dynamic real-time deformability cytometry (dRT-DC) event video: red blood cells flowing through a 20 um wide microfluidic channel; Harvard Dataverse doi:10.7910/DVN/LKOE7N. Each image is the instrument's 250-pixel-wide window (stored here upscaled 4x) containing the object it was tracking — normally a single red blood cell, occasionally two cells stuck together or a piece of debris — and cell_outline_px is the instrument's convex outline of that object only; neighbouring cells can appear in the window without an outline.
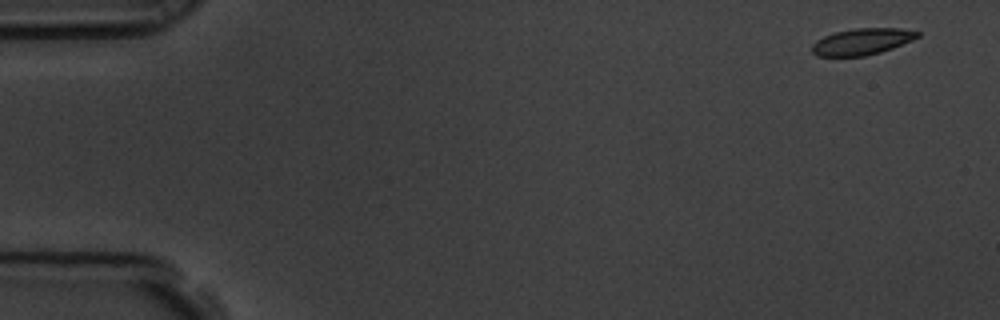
{"species": "common noctule bat (a hibernating species)", "species_latin": "Nyctalus noctula", "temperature_condition": "room temperature", "stored_images_in_passage": 5, "camera_frame_rate_fps": 3000, "um_per_image_px": 0.085, "animal": {"sex": "male", "body_mass_g": 19.5, "forearm_length_mm": 54.6}, "frame": {"image": 1, "passage_image": 1, "time_ms": 0.0, "image_size_px": [1000, 320], "cell_outline_px": [[920, 36], [912, 40], [892, 48], [880, 52], [864, 56], [816, 56], [812, 52], [812, 44], [816, 40], [824, 36], [836, 32], [856, 28], [900, 28], [920, 32]], "centroid_in_image_um": [73.26, 3.53], "position_along_channel_um": 11.7, "area_um2": 16.18}}
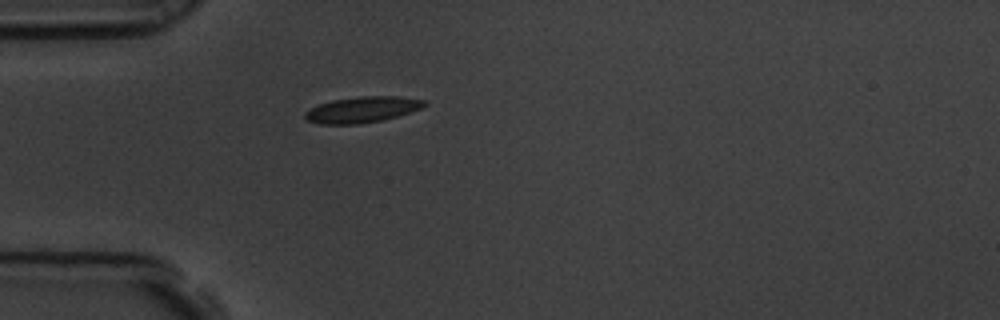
{"frame": {"image": 2, "passage_image": 5, "time_ms": 1.333, "image_size_px": [1000, 320], "cell_outline_px": [[428, 104], [420, 108], [396, 116], [380, 120], [360, 124], [320, 124], [308, 120], [304, 116], [304, 112], [320, 104], [332, 100], [360, 96], [400, 96], [428, 100]], "centroid_in_image_um": [30.81, 9.3], "position_along_channel_um": 54.2, "area_um2": 17.92}}